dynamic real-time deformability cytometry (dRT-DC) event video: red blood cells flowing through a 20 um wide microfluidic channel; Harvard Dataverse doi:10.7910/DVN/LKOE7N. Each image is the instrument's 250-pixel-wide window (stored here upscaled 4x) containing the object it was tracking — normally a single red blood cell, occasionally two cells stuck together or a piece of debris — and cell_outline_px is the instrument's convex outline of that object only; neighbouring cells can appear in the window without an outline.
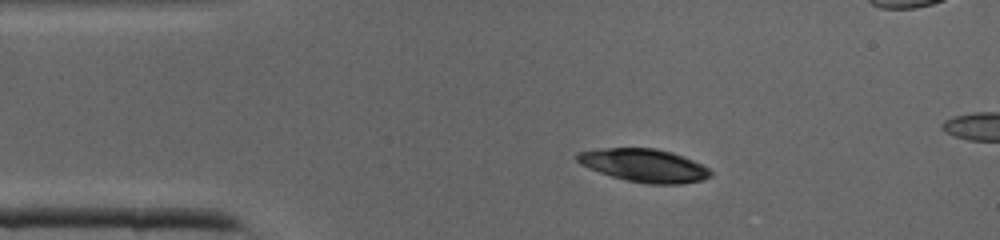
{"species": "common noctule bat (a hibernating species)", "species_latin": "Nyctalus noctula", "temperature_condition": "cold", "stored_images_in_passage": 6, "camera_frame_rate_fps": 3000, "um_per_image_px": 0.085, "animal": {"sex": "male", "body_mass_g": 19.0, "forearm_length_mm": 50.8}, "frame": {"image": 1, "passage_image": 1, "time_ms": 0.0, "image_size_px": [1000, 240], "cell_outline_px": [[712, 176], [704, 180], [680, 184], [648, 184], [628, 180], [612, 176], [588, 168], [580, 164], [576, 160], [576, 152], [604, 148], [656, 148], [672, 152], [692, 160], [708, 168], [712, 172]], "centroid_in_image_um": [54.75, 14.06], "position_along_channel_um": 30.2, "area_um2": 25.66}}